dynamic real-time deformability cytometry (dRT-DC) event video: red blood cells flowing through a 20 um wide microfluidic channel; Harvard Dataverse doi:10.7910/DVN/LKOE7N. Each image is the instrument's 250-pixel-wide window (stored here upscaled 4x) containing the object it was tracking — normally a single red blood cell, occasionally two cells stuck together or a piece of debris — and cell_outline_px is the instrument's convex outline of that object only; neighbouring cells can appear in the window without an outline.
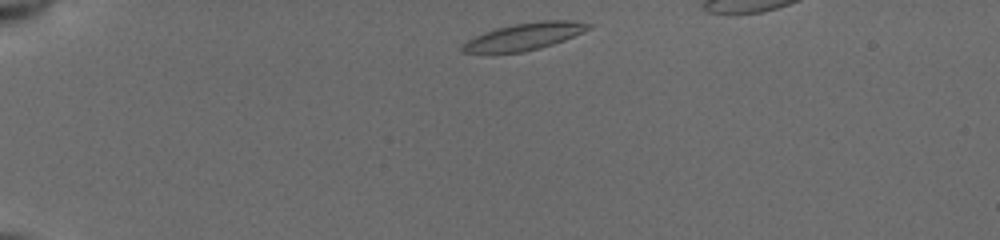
{"species": "common noctule bat (a hibernating species)", "species_latin": "Nyctalus noctula", "temperature_condition": "cold", "stored_images_in_passage": 8, "camera_frame_rate_fps": 3000, "um_per_image_px": 0.085, "animal": {"sex": "female", "body_mass_g": 19.5, "forearm_length_mm": 54.1}, "frame": {"image": 1, "passage_image": 1, "time_ms": 0.0, "image_size_px": [1000, 240], "cell_outline_px": [[592, 28], [564, 40], [540, 48], [520, 52], [460, 52], [460, 48], [468, 40], [484, 32], [496, 28], [512, 24], [544, 20], [572, 20], [592, 24]], "centroid_in_image_um": [44.61, 3.08], "position_along_channel_um": 40.4, "area_um2": 19.65}}
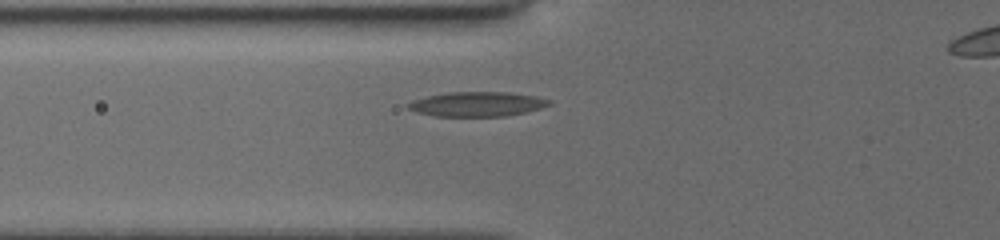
{"frame": {"image": 2, "passage_image": 6, "time_ms": 1.667, "image_size_px": [1000, 240], "cell_outline_px": [[552, 104], [540, 108], [524, 112], [504, 116], [432, 116], [416, 112], [404, 108], [404, 104], [412, 100], [428, 96], [448, 92], [508, 92], [536, 96], [552, 100]], "centroid_in_image_um": [40.5, 8.85], "position_along_channel_um": 85.3, "area_um2": 20.4}}
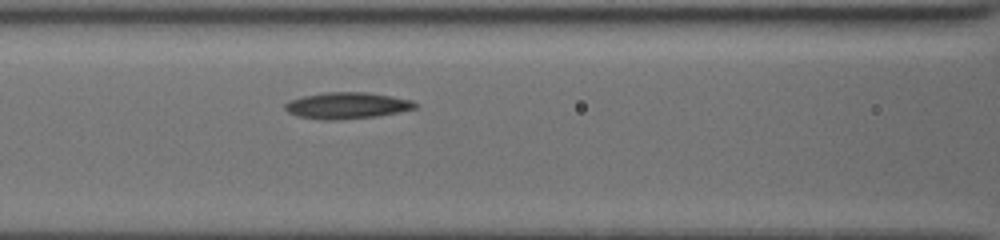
{"frame": {"image": 3, "passage_image": 8, "time_ms": 2.333, "image_size_px": [1000, 240], "cell_outline_px": [[420, 104], [416, 108], [400, 112], [376, 116], [336, 120], [324, 120], [296, 116], [288, 112], [284, 108], [284, 104], [288, 100], [304, 96], [324, 92], [368, 92], [392, 96], [412, 100]], "centroid_in_image_um": [29.5, 8.97], "position_along_channel_um": 137.1, "area_um2": 20.23}}